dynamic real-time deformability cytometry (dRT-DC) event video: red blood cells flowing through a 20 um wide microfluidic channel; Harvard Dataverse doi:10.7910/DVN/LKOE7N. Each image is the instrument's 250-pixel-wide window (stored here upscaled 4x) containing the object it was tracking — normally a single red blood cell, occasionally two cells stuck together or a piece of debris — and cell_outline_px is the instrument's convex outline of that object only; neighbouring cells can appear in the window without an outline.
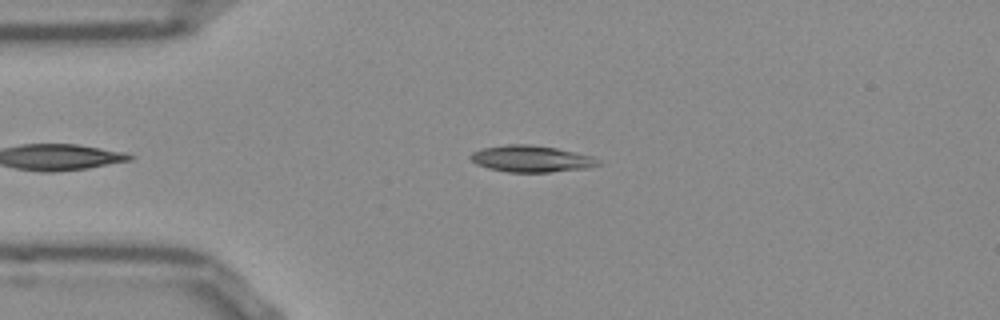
{"species": "Egyptian fruit bat (a non-hibernating species)", "species_latin": "Rousettus aegyptiacus", "temperature_condition": "room temperature", "stored_images_in_passage": 40, "camera_frame_rate_fps": 3000, "um_per_image_px": 0.085, "frame": {"image": 1, "passage_image": 4, "time_ms": 1.0, "image_size_px": [1000, 320], "cell_outline_px": [[604, 164], [592, 168], [548, 172], [508, 172], [488, 168], [476, 164], [468, 156], [472, 152], [484, 148], [508, 144], [528, 144], [556, 148], [592, 156], [600, 160]], "centroid_in_image_um": [45.21, 13.51], "position_along_channel_um": 39.8, "area_um2": 19.88}}
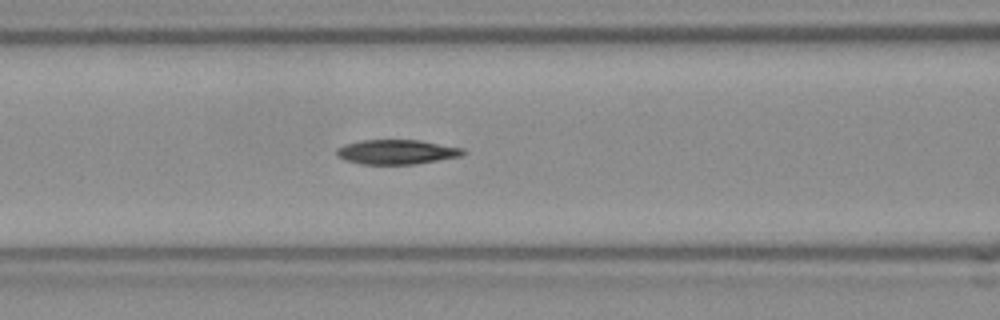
{"frame": {"image": 2, "passage_image": 13, "time_ms": 4.0, "image_size_px": [1000, 320], "cell_outline_px": [[468, 152], [460, 156], [416, 164], [364, 164], [344, 160], [336, 156], [336, 148], [344, 144], [360, 140], [420, 140], [464, 148]], "centroid_in_image_um": [33.71, 12.91], "position_along_channel_um": 132.9, "area_um2": 18.26}}
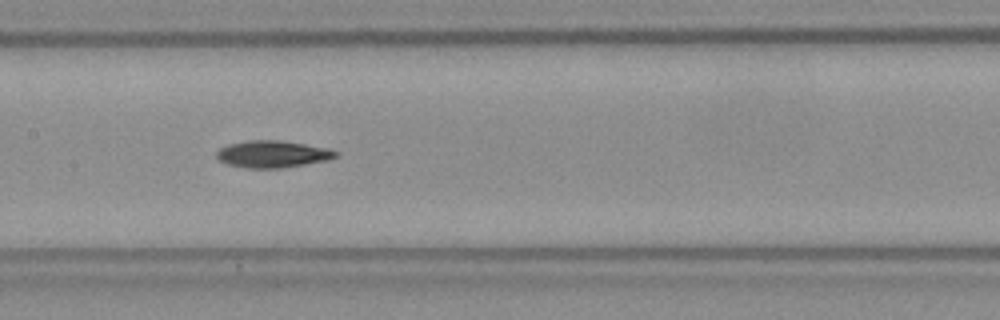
{"frame": {"image": 3, "passage_image": 17, "time_ms": 5.333, "image_size_px": [1000, 320], "cell_outline_px": [[340, 156], [328, 160], [304, 164], [276, 168], [248, 168], [228, 164], [220, 160], [216, 156], [216, 152], [220, 148], [228, 144], [248, 140], [280, 140], [328, 148], [340, 152]], "centroid_in_image_um": [23.2, 13.09], "position_along_channel_um": 184.2, "area_um2": 18.67}, "authors_computed_cell_mechanics": {"area_um2": 18.5538, "velocity_mm_per_s": 3.8366, "shape_relaxation_time_tau1_ms": 4.253, "shape_relaxation_time_tau2_ms": null, "deformation_change_tau1": 0.1158, "deformation_change_tau2": null}}